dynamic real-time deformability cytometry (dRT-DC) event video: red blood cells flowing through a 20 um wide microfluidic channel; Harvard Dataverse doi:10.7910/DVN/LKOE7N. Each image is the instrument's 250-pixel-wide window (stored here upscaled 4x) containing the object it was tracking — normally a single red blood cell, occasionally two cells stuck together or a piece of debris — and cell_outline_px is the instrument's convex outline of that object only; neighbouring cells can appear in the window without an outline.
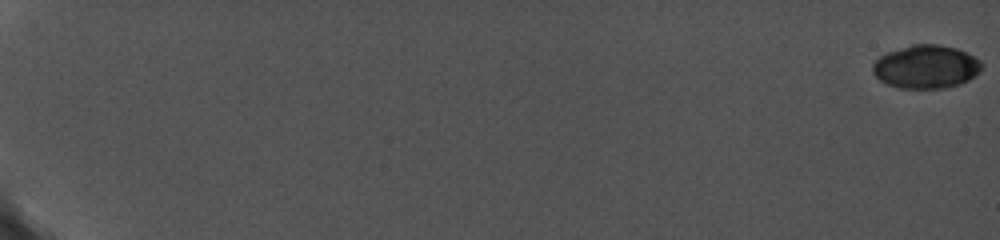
{"species": "common noctule bat (a hibernating species)", "species_latin": "Nyctalus noctula", "temperature_condition": "cold", "stored_images_in_passage": 19, "camera_frame_rate_fps": 5000, "um_per_image_px": 0.085, "animal": {"sex": "female", "body_mass_g": 19.0, "forearm_length_mm": 56.7}, "frame": {"image": 1, "passage_image": 1, "time_ms": 0.0, "image_size_px": [1000, 240], "cell_outline_px": [[984, 64], [980, 72], [968, 80], [960, 84], [944, 88], [900, 88], [888, 84], [880, 80], [872, 72], [872, 64], [880, 56], [888, 52], [912, 44], [936, 44], [956, 48], [980, 60]], "centroid_in_image_um": [78.72, 5.68], "position_along_channel_um": 6.3, "area_um2": 27.46}}